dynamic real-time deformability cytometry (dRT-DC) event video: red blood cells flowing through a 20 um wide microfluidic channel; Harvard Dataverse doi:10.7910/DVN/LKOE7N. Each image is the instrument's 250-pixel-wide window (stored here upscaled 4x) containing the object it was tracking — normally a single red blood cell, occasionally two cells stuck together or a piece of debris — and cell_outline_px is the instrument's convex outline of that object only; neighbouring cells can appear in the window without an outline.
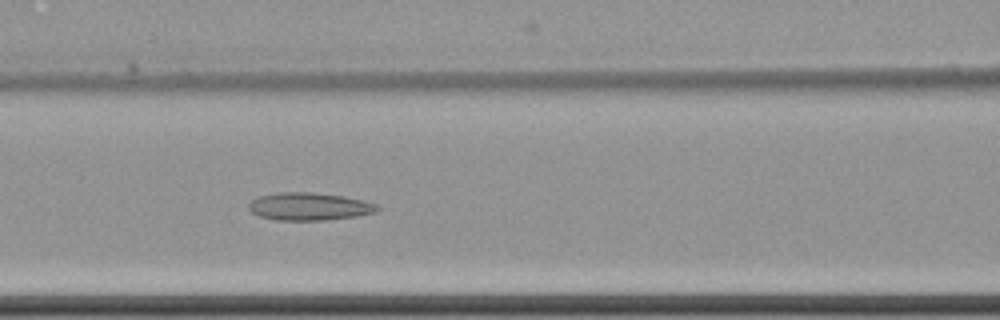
{"species": "common noctule bat (a hibernating species)", "species_latin": "Nyctalus noctula", "temperature_condition": "cold", "stored_images_in_passage": 7, "camera_frame_rate_fps": 3000, "um_per_image_px": 0.085, "animal": {"sex": "female", "body_mass_g": 22.7, "forearm_length_mm": 54.2}, "frame": {"image": 1, "passage_image": 7, "time_ms": 7.333, "image_size_px": [1000, 320], "cell_outline_px": [[380, 208], [376, 212], [356, 216], [328, 220], [276, 220], [260, 216], [252, 212], [248, 208], [248, 204], [252, 200], [260, 196], [276, 192], [312, 192], [344, 196], [376, 204]], "centroid_in_image_um": [26.27, 17.55], "position_along_channel_um": 140.3, "area_um2": 20.69}}